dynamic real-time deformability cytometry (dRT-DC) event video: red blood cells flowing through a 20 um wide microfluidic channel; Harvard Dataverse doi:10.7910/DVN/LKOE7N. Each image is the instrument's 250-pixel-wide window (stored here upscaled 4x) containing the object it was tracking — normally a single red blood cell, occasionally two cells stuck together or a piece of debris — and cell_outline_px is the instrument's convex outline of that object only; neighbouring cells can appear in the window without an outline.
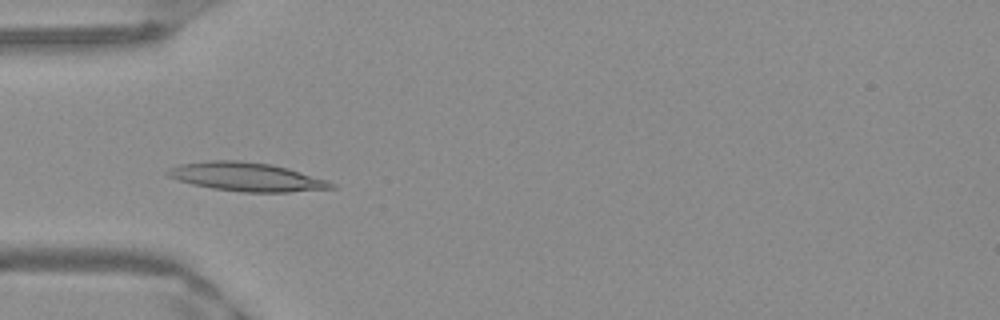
{"species": "Egyptian fruit bat (a non-hibernating species)", "species_latin": "Rousettus aegyptiacus", "temperature_condition": "warm", "stored_images_in_passage": 44, "camera_frame_rate_fps": 3000, "um_per_image_px": 0.085, "frame": {"image": 1, "passage_image": 9, "time_ms": 2.667, "image_size_px": [1000, 320], "cell_outline_px": [[336, 188], [288, 192], [240, 192], [212, 188], [192, 184], [168, 176], [164, 172], [168, 168], [180, 164], [212, 160], [240, 160], [268, 164], [288, 168], [336, 184]], "centroid_in_image_um": [20.92, 15.03], "position_along_channel_um": 64.1, "area_um2": 27.11}}
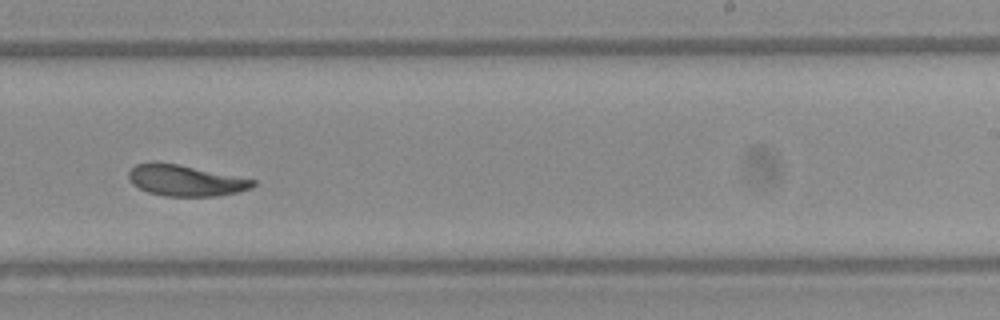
{"frame": {"image": 2, "passage_image": 25, "time_ms": 8.0, "image_size_px": [1000, 320], "cell_outline_px": [[256, 184], [252, 188], [236, 192], [216, 196], [164, 196], [148, 192], [132, 184], [128, 176], [128, 172], [136, 164], [176, 164], [256, 180]], "centroid_in_image_um": [15.79, 15.37], "position_along_channel_um": 273.2, "area_um2": 21.85}}
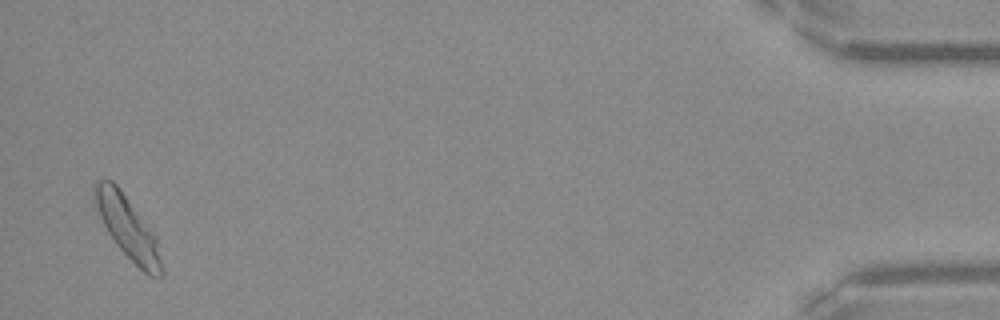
{"frame": {"image": 3, "passage_image": 43, "time_ms": 14.0, "image_size_px": [1000, 320], "cell_outline_px": [[164, 276], [148, 276], [116, 244], [108, 232], [100, 216], [96, 204], [96, 184], [100, 180], [112, 180], [120, 188], [156, 236], [164, 268]], "centroid_in_image_um": [10.93, 19.4], "position_along_channel_um": 424.3, "area_um2": 23.58}, "authors_computed_cell_mechanics": {"area_um2": 23.1778, "velocity_mm_per_s": 3.935, "shape_relaxation_time_tau1_ms": 3.3627, "shape_relaxation_time_tau2_ms": 2.142, "deformation_change_tau1": 0.1521, "deformation_change_tau2": 0.0709}}